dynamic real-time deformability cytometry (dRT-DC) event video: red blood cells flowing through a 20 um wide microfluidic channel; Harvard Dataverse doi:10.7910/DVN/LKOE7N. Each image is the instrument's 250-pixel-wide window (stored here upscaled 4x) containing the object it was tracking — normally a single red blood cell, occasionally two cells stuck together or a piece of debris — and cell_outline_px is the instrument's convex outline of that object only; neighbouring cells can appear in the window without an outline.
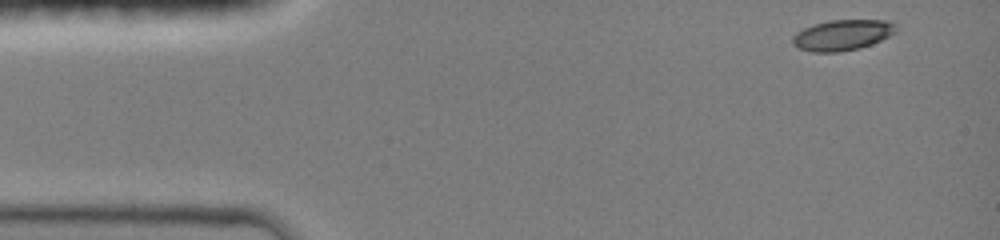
{"species": "common noctule bat (a hibernating species)", "species_latin": "Nyctalus noctula", "temperature_condition": "room temperature", "stored_images_in_passage": 5, "camera_frame_rate_fps": 3000, "um_per_image_px": 0.085, "animal": {"sex": "female", "body_mass_g": 19.0, "forearm_length_mm": 51.5}, "frame": {"image": 1, "passage_image": 1, "time_ms": 0.0, "image_size_px": [1000, 240], "cell_outline_px": [[896, 32], [872, 44], [860, 48], [840, 52], [812, 52], [800, 48], [792, 44], [792, 36], [796, 32], [804, 28], [828, 20], [888, 20], [896, 24]], "centroid_in_image_um": [71.6, 2.98], "position_along_channel_um": 13.4, "area_um2": 18.5}}
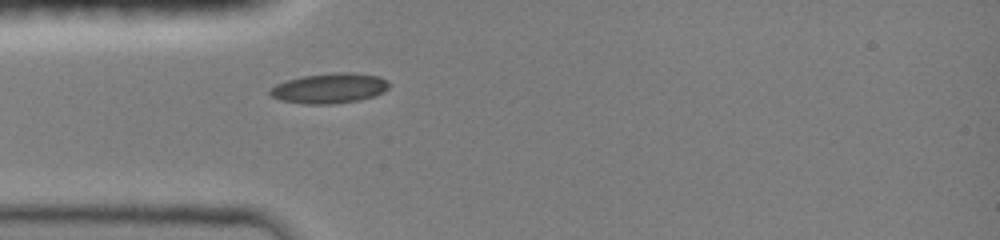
{"frame": {"image": 2, "passage_image": 5, "time_ms": 3.333, "image_size_px": [1000, 240], "cell_outline_px": [[388, 88], [372, 96], [360, 100], [328, 104], [304, 104], [280, 100], [272, 96], [268, 92], [268, 88], [276, 84], [288, 80], [304, 76], [340, 72], [352, 72], [380, 76], [388, 80]], "centroid_in_image_um": [27.98, 7.5], "position_along_channel_um": 57.0, "area_um2": 20.75}}